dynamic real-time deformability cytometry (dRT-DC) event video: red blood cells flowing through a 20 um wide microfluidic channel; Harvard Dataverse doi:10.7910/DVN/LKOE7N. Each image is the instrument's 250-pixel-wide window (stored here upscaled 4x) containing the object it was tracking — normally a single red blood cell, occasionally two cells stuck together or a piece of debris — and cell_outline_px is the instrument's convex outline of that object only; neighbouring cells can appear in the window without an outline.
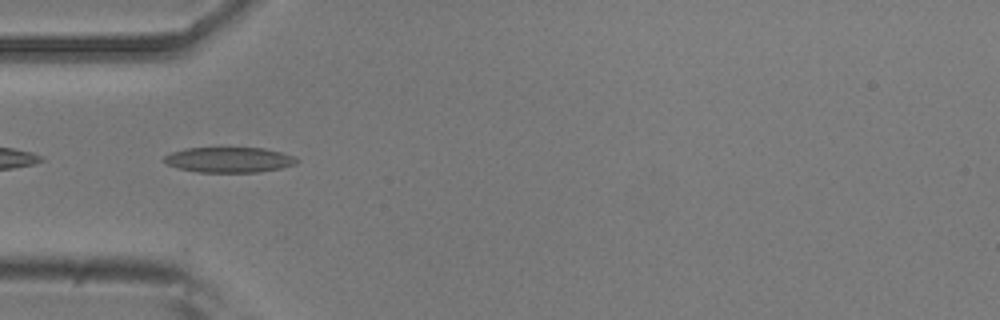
{"species": "common noctule bat (a hibernating species)", "species_latin": "Nyctalus noctula", "temperature_condition": "room temperature", "stored_images_in_passage": 36, "camera_frame_rate_fps": 3000, "um_per_image_px": 0.085, "animal": {"sex": "male", "body_mass_g": 20.5, "forearm_length_mm": 52.5}, "frame": {"image": 1, "passage_image": 3, "time_ms": 0.667, "image_size_px": [1000, 320], "cell_outline_px": [[300, 160], [296, 164], [280, 168], [260, 172], [200, 172], [176, 168], [160, 160], [164, 156], [172, 152], [184, 148], [264, 148], [296, 156]], "centroid_in_image_um": [19.47, 13.58], "position_along_channel_um": 65.5, "area_um2": 19.71}}
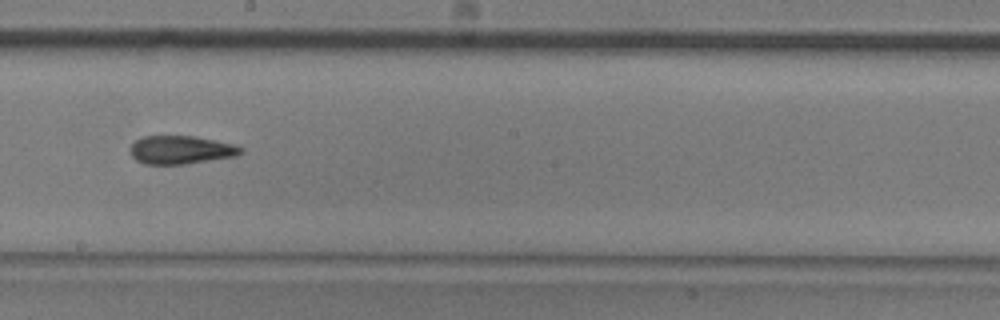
{"frame": {"image": 2, "passage_image": 16, "time_ms": 5.0, "image_size_px": [1000, 320], "cell_outline_px": [[244, 152], [236, 156], [184, 164], [144, 164], [136, 160], [132, 156], [132, 144], [136, 140], [144, 136], [192, 136], [216, 140], [232, 144], [244, 148]], "centroid_in_image_um": [15.41, 12.74], "position_along_channel_um": 232.8, "area_um2": 18.09}}
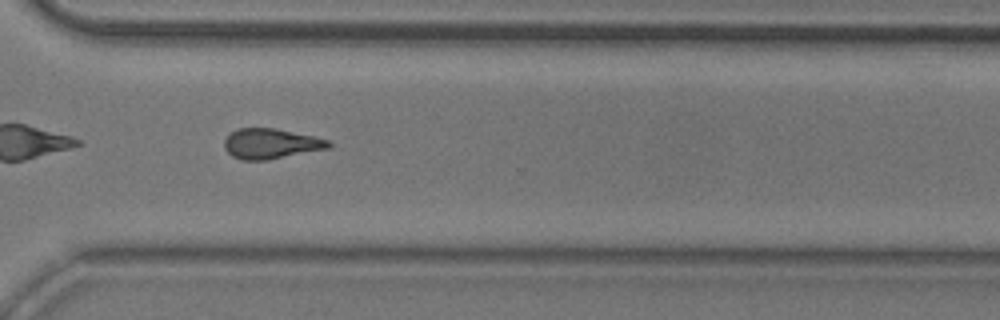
{"frame": {"image": 3, "passage_image": 25, "time_ms": 8.0, "image_size_px": [1000, 320], "cell_outline_px": [[332, 144], [328, 148], [268, 160], [244, 160], [232, 156], [224, 148], [224, 140], [236, 128], [276, 128], [312, 136], [328, 140]], "centroid_in_image_um": [23.0, 12.21], "position_along_channel_um": 347.6, "area_um2": 18.21}, "authors_computed_cell_mechanics": {"area_um2": 18.3226, "velocity_mm_per_s": 3.8408, "shape_relaxation_time_tau1_ms": 10.4987, "shape_relaxation_time_tau2_ms": 3.9106, "deformation_change_tau1": 0.2326, "deformation_change_tau2": 0.1272}}